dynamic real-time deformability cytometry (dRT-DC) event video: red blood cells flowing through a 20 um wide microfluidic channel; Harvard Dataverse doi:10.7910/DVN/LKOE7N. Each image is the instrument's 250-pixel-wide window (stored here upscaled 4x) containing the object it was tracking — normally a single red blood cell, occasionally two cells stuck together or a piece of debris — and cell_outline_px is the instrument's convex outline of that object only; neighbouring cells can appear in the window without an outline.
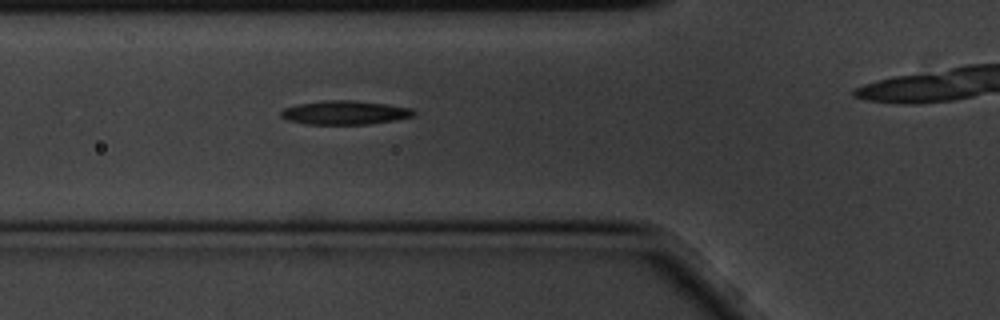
{"species": "common noctule bat (a hibernating species)", "species_latin": "Nyctalus noctula", "temperature_condition": "cold", "stored_images_in_passage": 4, "camera_frame_rate_fps": 3000, "um_per_image_px": 0.085, "animal": {"sex": "male", "body_mass_g": 20.1, "forearm_length_mm": 53.5}, "frame": {"image": 1, "passage_image": 3, "time_ms": 0.667, "image_size_px": [1000, 320], "cell_outline_px": [[416, 112], [412, 116], [392, 120], [368, 124], [308, 124], [288, 120], [280, 116], [280, 112], [284, 108], [296, 104], [328, 100], [352, 100], [384, 104], [412, 108]], "centroid_in_image_um": [29.27, 9.57], "position_along_channel_um": 96.5, "area_um2": 18.21}}